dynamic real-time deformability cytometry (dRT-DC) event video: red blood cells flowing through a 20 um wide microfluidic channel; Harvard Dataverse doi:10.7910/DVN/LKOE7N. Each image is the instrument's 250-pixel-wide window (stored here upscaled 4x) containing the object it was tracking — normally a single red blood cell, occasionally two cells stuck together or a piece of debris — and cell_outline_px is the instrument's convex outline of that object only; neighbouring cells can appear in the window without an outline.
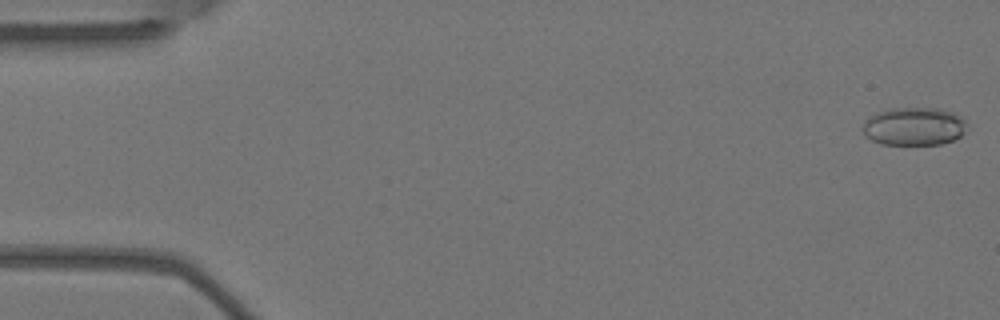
{"species": "Egyptian fruit bat (a non-hibernating species)", "species_latin": "Rousettus aegyptiacus", "temperature_condition": "warm", "stored_images_in_passage": 7, "camera_frame_rate_fps": 3000, "um_per_image_px": 0.085, "animal": {"sex": "female"}, "frame": {"image": 1, "passage_image": 1, "time_ms": 0.0, "image_size_px": [1000, 320], "cell_outline_px": [[968, 128], [960, 136], [952, 140], [940, 144], [880, 144], [864, 136], [860, 128], [864, 120], [868, 116], [876, 112], [888, 108], [940, 108], [964, 116], [968, 120]], "centroid_in_image_um": [77.68, 10.72], "position_along_channel_um": 7.3, "area_um2": 23.81}}
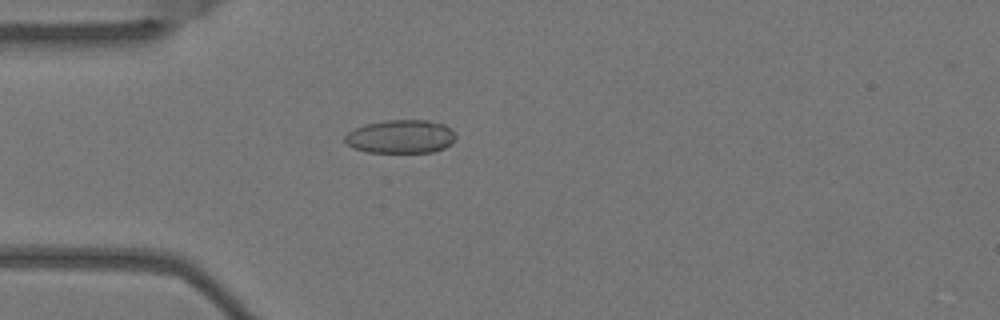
{"frame": {"image": 2, "passage_image": 5, "time_ms": 1.333, "image_size_px": [1000, 320], "cell_outline_px": [[456, 136], [452, 144], [444, 148], [432, 152], [368, 152], [352, 148], [344, 140], [344, 136], [348, 132], [364, 124], [388, 120], [428, 120], [444, 124], [452, 128]], "centroid_in_image_um": [34.08, 11.61], "position_along_channel_um": 50.9, "area_um2": 21.73}}
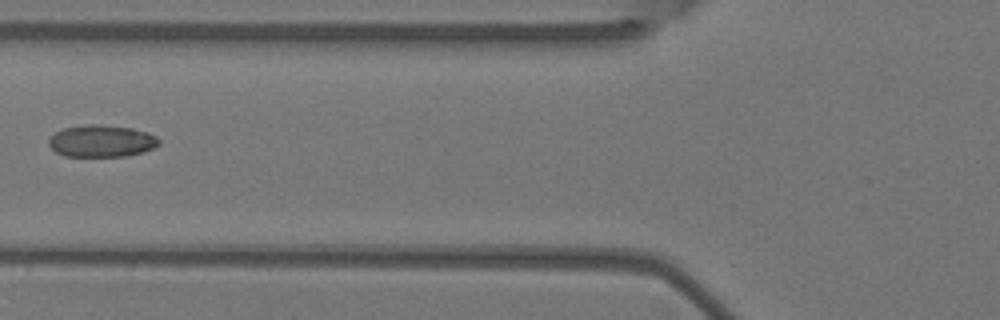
{"frame": {"image": 3, "passage_image": 7, "time_ms": 2.0, "image_size_px": [1000, 320], "cell_outline_px": [[160, 144], [144, 152], [128, 156], [64, 156], [56, 152], [48, 144], [48, 140], [56, 132], [64, 128], [88, 124], [100, 124], [132, 128], [148, 132], [156, 136], [160, 140]], "centroid_in_image_um": [8.66, 11.99], "position_along_channel_um": 117.1, "area_um2": 20.63}}